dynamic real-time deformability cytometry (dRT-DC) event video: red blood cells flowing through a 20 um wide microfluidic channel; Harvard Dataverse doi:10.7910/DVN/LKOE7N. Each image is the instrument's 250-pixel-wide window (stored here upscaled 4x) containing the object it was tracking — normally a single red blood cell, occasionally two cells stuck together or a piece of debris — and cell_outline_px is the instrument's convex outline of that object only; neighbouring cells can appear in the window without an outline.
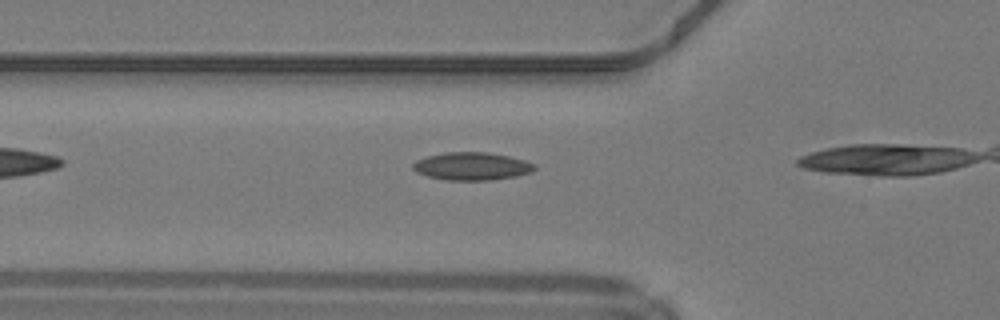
{"species": "common noctule bat (a hibernating species)", "species_latin": "Nyctalus noctula", "temperature_condition": "warm", "stored_images_in_passage": 4, "camera_frame_rate_fps": 3000, "um_per_image_px": 0.085, "animal": {"sex": "male", "body_mass_g": 19.2, "forearm_length_mm": 51.8}, "frame": {"image": 1, "passage_image": 2, "time_ms": 0.333, "image_size_px": [1000, 320], "cell_outline_px": [[536, 168], [532, 172], [516, 176], [492, 180], [448, 180], [428, 176], [416, 172], [412, 168], [412, 164], [416, 160], [428, 156], [444, 152], [488, 152], [508, 156], [524, 160], [536, 164]], "centroid_in_image_um": [40.12, 14.13], "position_along_channel_um": 85.7, "area_um2": 19.77}}